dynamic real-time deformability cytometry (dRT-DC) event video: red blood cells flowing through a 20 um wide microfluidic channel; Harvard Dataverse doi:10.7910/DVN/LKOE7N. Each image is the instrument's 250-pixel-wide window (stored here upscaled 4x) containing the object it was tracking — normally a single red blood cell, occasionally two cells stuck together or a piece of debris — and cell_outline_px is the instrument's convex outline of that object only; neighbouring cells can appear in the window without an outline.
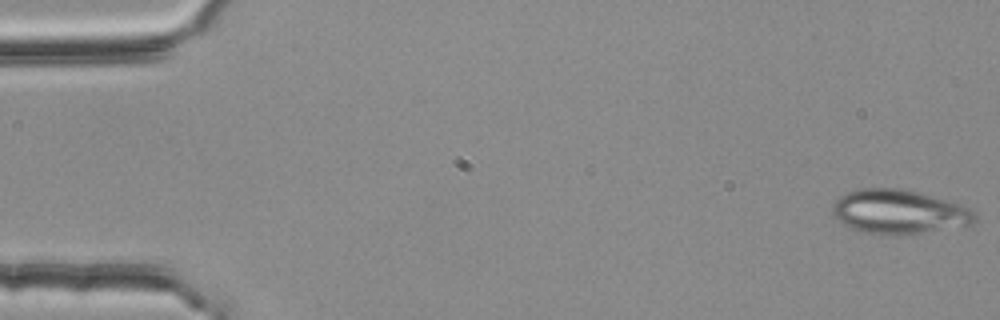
{"species": "common noctule bat (a hibernating species)", "species_latin": "Nyctalus noctula", "temperature_condition": "room temperature", "stored_images_in_passage": 54, "camera_frame_rate_fps": 3000, "um_per_image_px": 0.085, "animal": {"sex": "female", "body_mass_g": 25.1}, "frame": {"image": 1, "passage_image": 1, "time_ms": 0.0, "image_size_px": [1000, 320], "cell_outline_px": [[976, 220], [972, 228], [920, 232], [864, 232], [852, 228], [844, 224], [832, 216], [832, 204], [840, 196], [848, 192], [860, 188], [896, 188], [916, 192], [960, 204], [976, 212]], "centroid_in_image_um": [76.48, 17.99], "position_along_channel_um": 8.5, "area_um2": 36.24}}
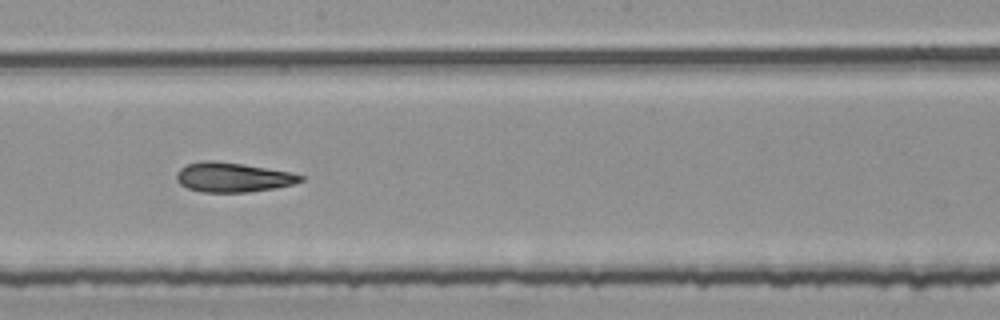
{"frame": {"image": 2, "passage_image": 30, "time_ms": 9.667, "image_size_px": [1000, 320], "cell_outline_px": [[304, 180], [292, 184], [272, 188], [248, 192], [200, 192], [188, 188], [180, 184], [176, 180], [176, 172], [180, 168], [188, 164], [204, 160], [212, 160], [244, 164], [292, 172], [304, 176]], "centroid_in_image_um": [19.77, 15.06], "position_along_channel_um": 228.4, "area_um2": 21.39}}
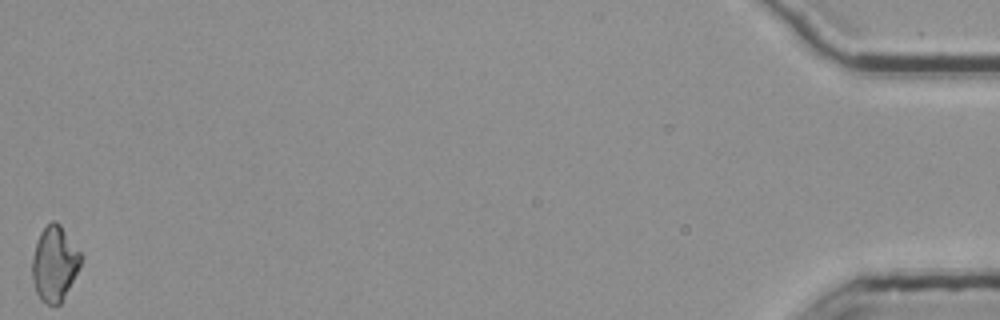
{"frame": {"image": 3, "passage_image": 54, "time_ms": 17.667, "image_size_px": [1000, 320], "cell_outline_px": [[84, 256], [60, 304], [48, 304], [40, 300], [36, 292], [32, 276], [32, 256], [36, 240], [40, 232], [52, 220], [56, 220], [60, 224]], "centroid_in_image_um": [4.62, 22.37], "position_along_channel_um": 430.6, "area_um2": 21.15}, "authors_computed_cell_mechanics": {"area_um2": 21.7328, "velocity_mm_per_s": 3.7834, "shape_relaxation_time_tau1_ms": 10.7214, "shape_relaxation_time_tau2_ms": 3.2829, "deformation_change_tau1": 0.2246, "deformation_change_tau2": 0.129}}